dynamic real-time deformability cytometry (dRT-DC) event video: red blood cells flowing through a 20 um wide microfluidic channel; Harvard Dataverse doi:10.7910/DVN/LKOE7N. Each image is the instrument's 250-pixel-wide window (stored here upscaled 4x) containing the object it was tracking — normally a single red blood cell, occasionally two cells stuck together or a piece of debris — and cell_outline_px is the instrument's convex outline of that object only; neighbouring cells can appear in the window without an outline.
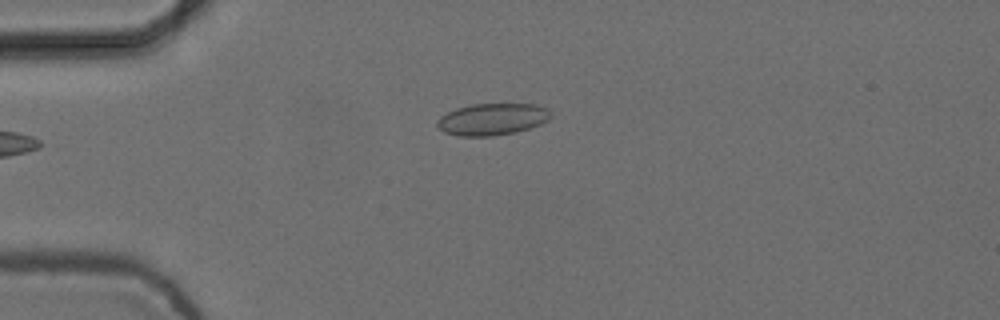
{"species": "common noctule bat (a hibernating species)", "species_latin": "Nyctalus noctula", "temperature_condition": "cold", "stored_images_in_passage": 4, "camera_frame_rate_fps": 3000, "um_per_image_px": 0.085, "animal": {"sex": "female", "body_mass_g": 24.6, "forearm_length_mm": 56.2}, "frame": {"image": 1, "passage_image": 4, "time_ms": 1.0, "image_size_px": [1000, 320], "cell_outline_px": [[548, 120], [540, 124], [516, 132], [492, 136], [460, 136], [444, 132], [436, 124], [436, 120], [440, 116], [456, 108], [472, 104], [536, 104], [548, 108]], "centroid_in_image_um": [41.8, 10.13], "position_along_channel_um": 43.2, "area_um2": 20.92}}